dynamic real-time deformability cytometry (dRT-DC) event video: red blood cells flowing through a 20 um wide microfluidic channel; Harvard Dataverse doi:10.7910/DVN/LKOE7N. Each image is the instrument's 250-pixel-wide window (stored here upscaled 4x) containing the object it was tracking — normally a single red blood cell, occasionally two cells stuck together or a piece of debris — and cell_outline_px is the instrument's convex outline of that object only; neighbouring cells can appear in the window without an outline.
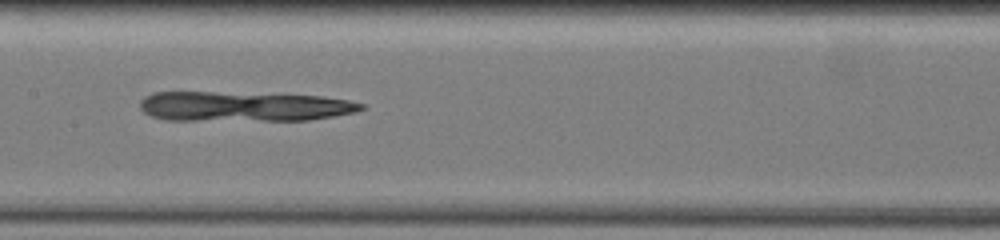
{"species": "common noctule bat (a hibernating species)", "species_latin": "Nyctalus noctula", "temperature_condition": "warm", "stored_images_in_passage": 19, "camera_frame_rate_fps": 3000, "um_per_image_px": 0.085, "animal": {"sex": "female", "body_mass_g": 19.5, "forearm_length_mm": 54.1}, "frame": {"image": 1, "passage_image": 11, "time_ms": 8.667, "image_size_px": [1000, 240], "cell_outline_px": [[368, 108], [356, 112], [308, 120], [164, 120], [152, 116], [144, 112], [140, 108], [140, 100], [144, 96], [152, 92], [212, 92], [320, 96], [348, 100], [364, 104]], "centroid_in_image_um": [20.69, 9.05], "position_along_channel_um": 186.7, "area_um2": 38.44}}
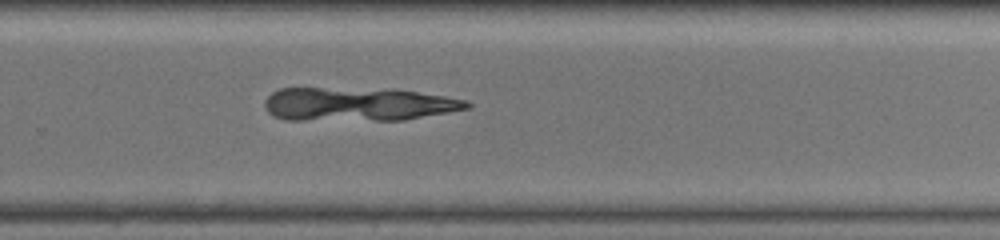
{"frame": {"image": 2, "passage_image": 14, "time_ms": 12.0, "image_size_px": [1000, 240], "cell_outline_px": [[472, 104], [468, 108], [448, 112], [404, 120], [284, 120], [272, 116], [264, 108], [264, 100], [272, 92], [280, 88], [396, 88], [444, 96], [464, 100]], "centroid_in_image_um": [30.38, 8.85], "position_along_channel_um": 299.4, "area_um2": 40.11}}